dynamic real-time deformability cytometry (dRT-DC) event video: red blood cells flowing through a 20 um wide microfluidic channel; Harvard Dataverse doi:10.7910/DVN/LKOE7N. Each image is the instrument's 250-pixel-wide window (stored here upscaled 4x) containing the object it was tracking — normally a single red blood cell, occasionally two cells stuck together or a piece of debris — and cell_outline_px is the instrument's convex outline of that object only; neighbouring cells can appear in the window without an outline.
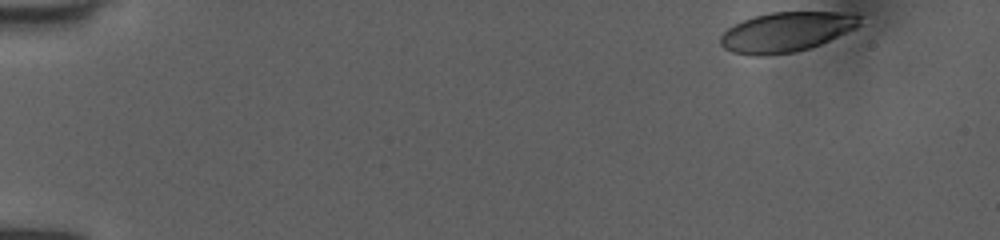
{"species": "human", "species_latin": "Homo sapiens", "temperature_condition": "room temperature", "stored_images_in_passage": 48, "camera_frame_rate_fps": 3000, "um_per_image_px": 0.085, "donor": {"sex": "female"}, "frame": {"image": 1, "passage_image": 1, "time_ms": 0.0, "image_size_px": [1000, 240], "cell_outline_px": [[860, 24], [856, 28], [820, 44], [808, 48], [792, 52], [764, 56], [752, 56], [732, 52], [724, 48], [720, 44], [720, 36], [728, 28], [744, 20], [756, 16], [772, 12], [856, 12], [860, 16]], "centroid_in_image_um": [66.85, 2.71], "position_along_channel_um": 18.2, "area_um2": 32.19}}
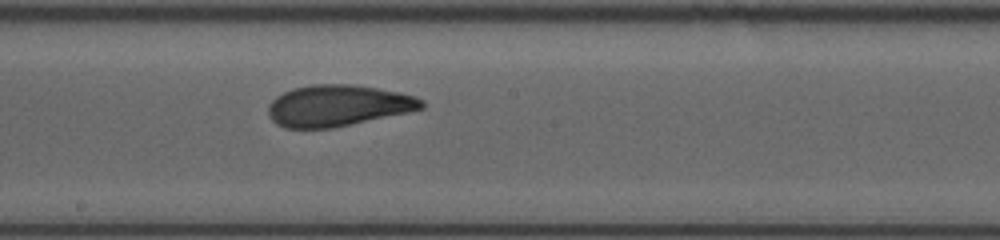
{"frame": {"image": 2, "passage_image": 26, "time_ms": 8.333, "image_size_px": [1000, 240], "cell_outline_px": [[424, 108], [408, 112], [332, 128], [284, 128], [276, 124], [268, 116], [268, 104], [276, 96], [292, 88], [312, 84], [352, 84], [400, 92], [416, 96], [424, 100]], "centroid_in_image_um": [28.7, 8.97], "position_along_channel_um": 219.5, "area_um2": 37.05}}
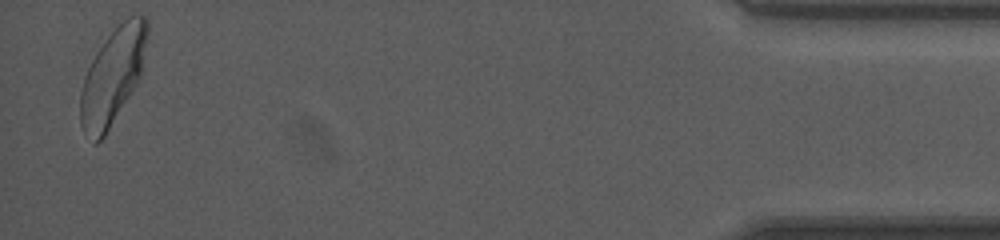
{"frame": {"image": 3, "passage_image": 47, "time_ms": 15.333, "image_size_px": [1000, 240], "cell_outline_px": [[148, 32], [140, 76], [136, 84], [104, 136], [96, 144], [80, 124], [80, 92], [84, 76], [96, 52], [104, 40], [128, 16], [144, 16], [148, 20]], "centroid_in_image_um": [9.57, 6.45], "position_along_channel_um": 425.6, "area_um2": 36.59}, "authors_computed_cell_mechanics": {"area_um2": 36.2406, "velocity_mm_per_s": 4.0166, "shape_relaxation_time_tau1_ms": 4.9933, "shape_relaxation_time_tau2_ms": 1.2131, "deformation_change_tau1": 0.1652, "deformation_change_tau2": 0.0764}}